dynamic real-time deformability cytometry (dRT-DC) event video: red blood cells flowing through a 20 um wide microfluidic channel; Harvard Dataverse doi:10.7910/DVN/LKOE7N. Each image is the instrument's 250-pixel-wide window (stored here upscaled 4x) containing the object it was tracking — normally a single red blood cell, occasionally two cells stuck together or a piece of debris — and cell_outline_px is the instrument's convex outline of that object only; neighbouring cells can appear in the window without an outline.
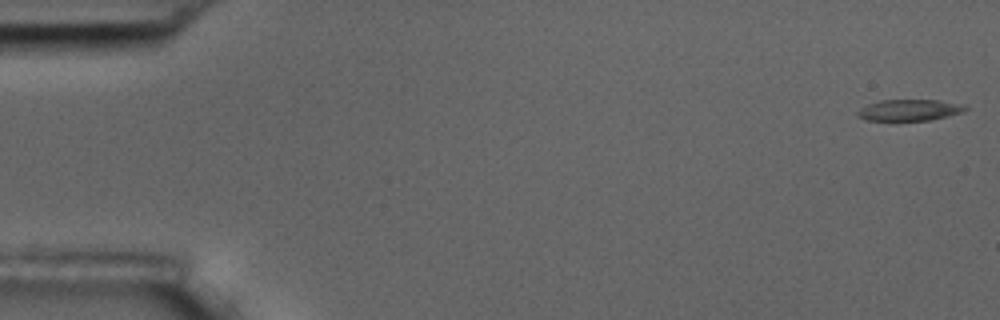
{"species": "common noctule bat (a hibernating species)", "species_latin": "Nyctalus noctula", "temperature_condition": "room temperature", "stored_images_in_passage": 10, "camera_frame_rate_fps": 3000, "um_per_image_px": 0.085, "animal": {"sex": "male", "body_mass_g": 17.5, "forearm_length_mm": 52.3}, "frame": {"image": 1, "passage_image": 1, "time_ms": 0.0, "image_size_px": [1000, 320], "cell_outline_px": [[968, 108], [964, 112], [932, 120], [864, 120], [856, 116], [856, 112], [860, 108], [868, 104], [880, 100], [936, 100], [964, 104]], "centroid_in_image_um": [77.3, 9.36], "position_along_channel_um": 7.7, "area_um2": 13.47}}
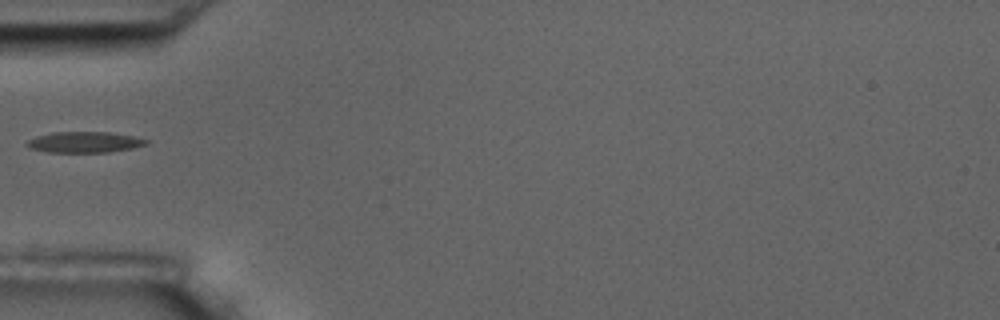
{"frame": {"image": 2, "passage_image": 6, "time_ms": 6.0, "image_size_px": [1000, 320], "cell_outline_px": [[148, 144], [132, 148], [108, 152], [48, 152], [28, 148], [24, 144], [28, 140], [36, 136], [52, 132], [108, 132], [132, 136], [148, 140]], "centroid_in_image_um": [7.13, 12.08], "position_along_channel_um": 77.9, "area_um2": 14.51}}
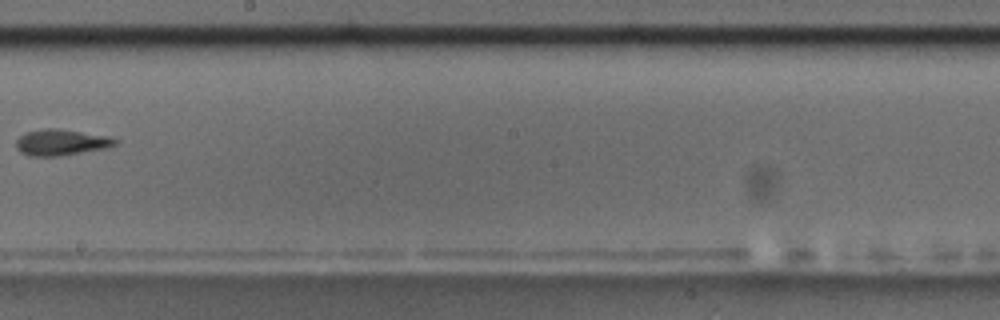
{"frame": {"image": 3, "passage_image": 10, "time_ms": 10.667, "image_size_px": [1000, 320], "cell_outline_px": [[120, 140], [112, 148], [60, 156], [28, 156], [20, 152], [16, 148], [16, 140], [24, 132], [44, 128], [56, 128], [112, 136]], "centroid_in_image_um": [5.26, 12.1], "position_along_channel_um": 242.9, "area_um2": 15.61}}